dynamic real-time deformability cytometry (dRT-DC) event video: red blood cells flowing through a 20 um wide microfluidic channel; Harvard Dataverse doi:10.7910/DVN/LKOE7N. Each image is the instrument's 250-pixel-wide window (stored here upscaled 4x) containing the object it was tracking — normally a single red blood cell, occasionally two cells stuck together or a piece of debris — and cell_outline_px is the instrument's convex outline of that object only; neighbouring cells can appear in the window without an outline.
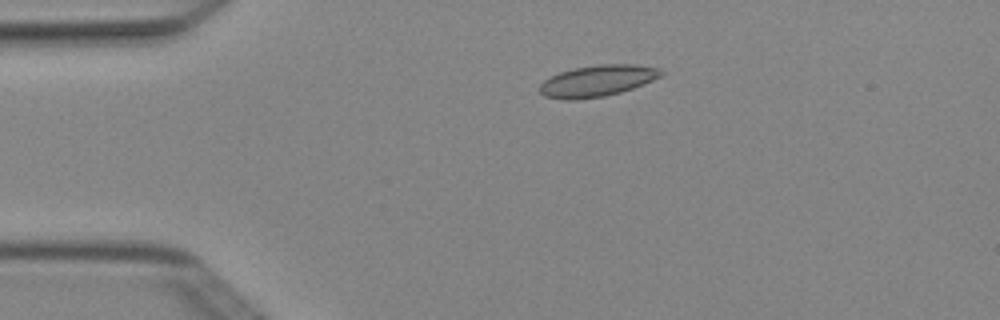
{"species": "Egyptian fruit bat (a non-hibernating species)", "species_latin": "Rousettus aegyptiacus", "temperature_condition": "cold", "stored_images_in_passage": 5, "camera_frame_rate_fps": 3000, "um_per_image_px": 0.085, "animal": {"sex": "female"}, "frame": {"image": 1, "passage_image": 4, "time_ms": 1.0, "image_size_px": [1000, 320], "cell_outline_px": [[664, 72], [660, 76], [644, 84], [620, 92], [604, 96], [576, 100], [564, 100], [544, 96], [540, 92], [540, 84], [544, 80], [560, 72], [576, 68], [600, 64], [636, 64], [660, 68]], "centroid_in_image_um": [50.78, 6.87], "position_along_channel_um": 34.2, "area_um2": 22.08}}